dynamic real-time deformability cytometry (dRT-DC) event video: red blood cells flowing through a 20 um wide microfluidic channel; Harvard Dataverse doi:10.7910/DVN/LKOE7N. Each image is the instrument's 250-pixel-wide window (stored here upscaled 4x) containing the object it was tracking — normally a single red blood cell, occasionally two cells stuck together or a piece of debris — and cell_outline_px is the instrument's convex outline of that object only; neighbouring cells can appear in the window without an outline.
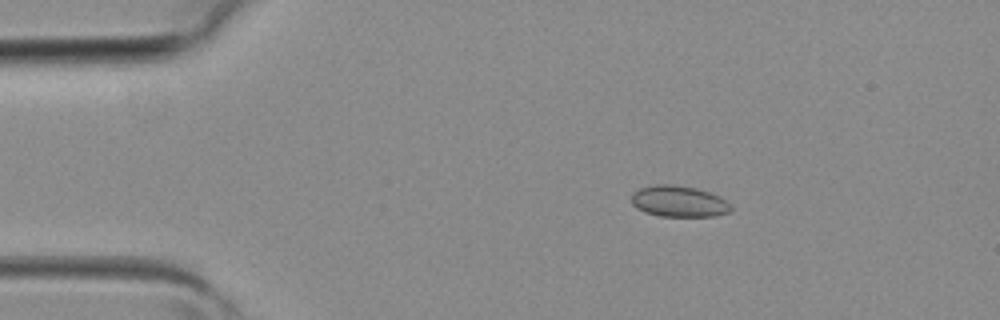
{"species": "common noctule bat (a hibernating species)", "species_latin": "Nyctalus noctula", "temperature_condition": "room temperature", "stored_images_in_passage": 3, "camera_frame_rate_fps": 3000, "um_per_image_px": 0.085, "animal": {"sex": "female", "body_mass_g": 19.3, "forearm_length_mm": 54.1}, "frame": {"image": 1, "passage_image": 2, "time_ms": 0.333, "image_size_px": [1000, 320], "cell_outline_px": [[732, 212], [712, 216], [660, 216], [644, 212], [636, 208], [632, 204], [632, 192], [640, 188], [656, 184], [672, 184], [696, 188], [720, 196], [732, 204]], "centroid_in_image_um": [57.72, 17.12], "position_along_channel_um": 27.3, "area_um2": 18.26}}